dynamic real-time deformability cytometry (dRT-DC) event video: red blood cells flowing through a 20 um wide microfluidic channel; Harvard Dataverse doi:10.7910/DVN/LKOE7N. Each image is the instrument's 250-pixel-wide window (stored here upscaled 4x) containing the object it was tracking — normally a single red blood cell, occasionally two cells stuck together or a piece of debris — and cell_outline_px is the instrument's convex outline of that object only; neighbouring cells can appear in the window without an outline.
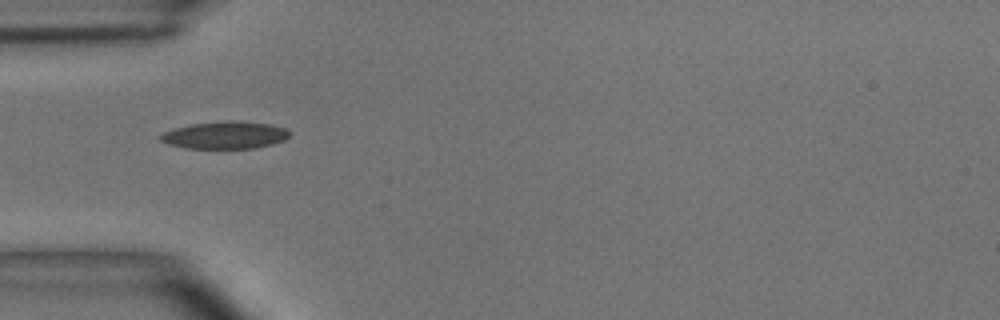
{"species": "common noctule bat (a hibernating species)", "species_latin": "Nyctalus noctula", "temperature_condition": "room temperature", "stored_images_in_passage": 5, "camera_frame_rate_fps": 3000, "um_per_image_px": 0.085, "animal": {"sex": "male", "body_mass_g": 15.6}, "frame": {"image": 1, "passage_image": 2, "time_ms": 0.333, "image_size_px": [1000, 320], "cell_outline_px": [[292, 132], [284, 140], [272, 144], [256, 148], [184, 148], [168, 144], [160, 140], [156, 136], [164, 132], [176, 128], [192, 124], [272, 124], [288, 128]], "centroid_in_image_um": [19.12, 11.54], "position_along_channel_um": 65.9, "area_um2": 19.54}}
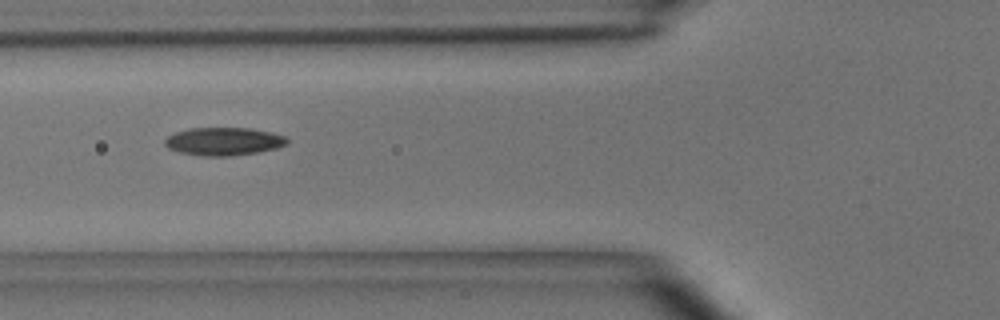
{"frame": {"image": 2, "passage_image": 3, "time_ms": 0.667, "image_size_px": [1000, 320], "cell_outline_px": [[288, 144], [276, 148], [260, 152], [232, 156], [204, 156], [180, 152], [168, 148], [164, 144], [164, 140], [168, 136], [176, 132], [188, 128], [252, 128], [272, 132], [284, 136], [288, 140]], "centroid_in_image_um": [19.03, 12.02], "position_along_channel_um": 106.8, "area_um2": 20.06}}